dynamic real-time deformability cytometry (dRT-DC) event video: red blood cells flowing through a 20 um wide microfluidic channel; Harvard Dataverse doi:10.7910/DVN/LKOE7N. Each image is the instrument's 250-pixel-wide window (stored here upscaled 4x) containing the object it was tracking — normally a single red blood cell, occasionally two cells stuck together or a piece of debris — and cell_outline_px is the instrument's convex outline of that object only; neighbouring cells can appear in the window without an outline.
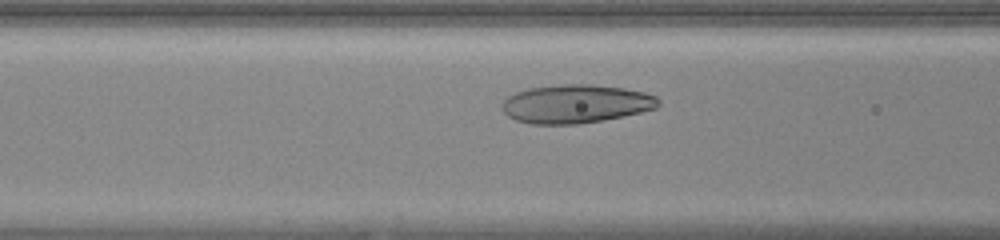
{"species": "human", "species_latin": "Homo sapiens", "temperature_condition": "warm", "stored_images_in_passage": 38, "camera_frame_rate_fps": 3000, "um_per_image_px": 0.085, "donor": {"sex": "female"}, "frame": {"image": 1, "passage_image": 12, "time_ms": 3.667, "image_size_px": [1000, 240], "cell_outline_px": [[660, 104], [656, 108], [640, 112], [580, 124], [532, 124], [516, 120], [508, 116], [500, 108], [500, 104], [508, 96], [516, 92], [528, 88], [560, 84], [592, 84], [624, 88], [644, 92], [656, 96], [660, 100]], "centroid_in_image_um": [48.91, 8.82], "position_along_channel_um": 117.7, "area_um2": 35.14}}
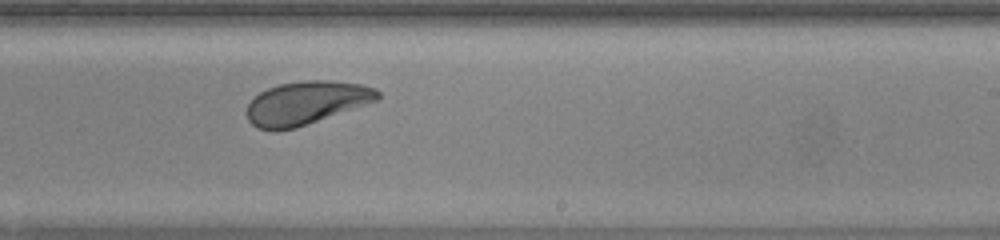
{"frame": {"image": 2, "passage_image": 23, "time_ms": 7.333, "image_size_px": [1000, 240], "cell_outline_px": [[380, 96], [376, 100], [368, 104], [296, 128], [276, 132], [272, 132], [256, 128], [248, 120], [244, 112], [248, 104], [260, 92], [268, 88], [280, 84], [304, 80], [328, 80], [360, 84], [376, 88], [380, 92]], "centroid_in_image_um": [25.99, 8.77], "position_along_channel_um": 263.0, "area_um2": 33.35}}
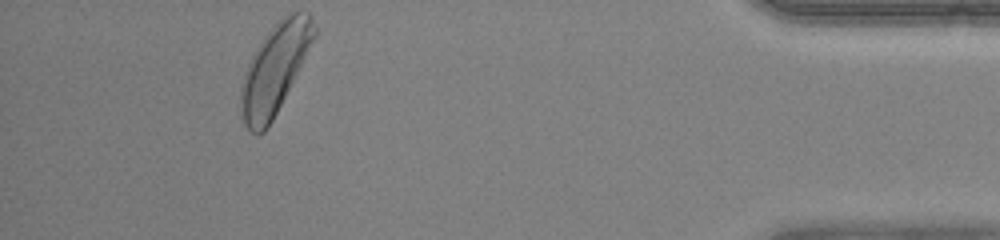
{"frame": {"image": 3, "passage_image": 38, "time_ms": 12.333, "image_size_px": [1000, 240], "cell_outline_px": [[316, 36], [268, 128], [264, 132], [252, 132], [244, 124], [240, 108], [240, 92], [244, 76], [248, 64], [256, 48], [264, 36], [288, 12], [308, 12], [312, 16], [316, 28]], "centroid_in_image_um": [23.36, 5.84], "position_along_channel_um": 411.8, "area_um2": 37.34}, "authors_computed_cell_mechanics": {"area_um2": 34.5644, "velocity_mm_per_s": 3.9718, "shape_relaxation_time_tau1_ms": 3.9376, "shape_relaxation_time_tau2_ms": 3.7223, "deformation_change_tau1": 0.1407, "deformation_change_tau2": 0.1041}}